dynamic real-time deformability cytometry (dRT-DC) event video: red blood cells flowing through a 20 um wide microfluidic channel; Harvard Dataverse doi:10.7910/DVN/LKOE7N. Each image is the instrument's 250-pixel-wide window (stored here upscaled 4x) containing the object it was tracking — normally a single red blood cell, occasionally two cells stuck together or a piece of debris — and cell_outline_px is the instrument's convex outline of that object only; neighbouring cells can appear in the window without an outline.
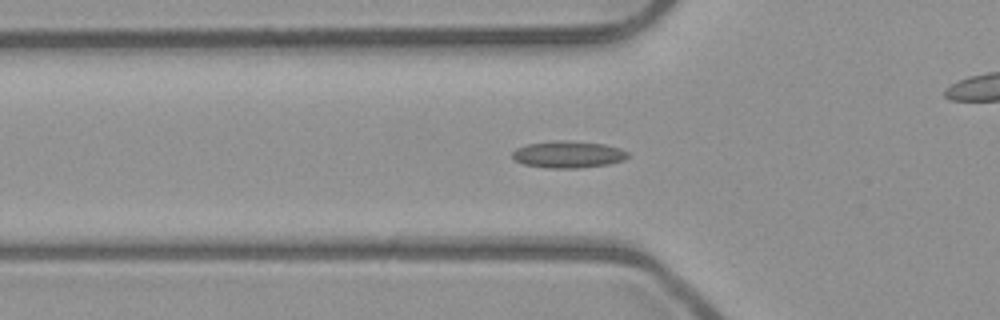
{"species": "common noctule bat (a hibernating species)", "species_latin": "Nyctalus noctula", "temperature_condition": "room temperature", "stored_images_in_passage": 54, "camera_frame_rate_fps": 3000, "um_per_image_px": 0.085, "animal": {"sex": "male", "body_mass_g": 23.1, "forearm_length_mm": 52.7}, "frame": {"image": 1, "passage_image": 19, "time_ms": 6.0, "image_size_px": [1000, 320], "cell_outline_px": [[628, 156], [624, 160], [608, 164], [576, 168], [548, 168], [524, 164], [516, 160], [512, 156], [512, 152], [516, 148], [528, 144], [552, 140], [568, 140], [604, 144], [620, 148], [628, 152]], "centroid_in_image_um": [48.29, 13.11], "position_along_channel_um": 77.5, "area_um2": 18.09}}
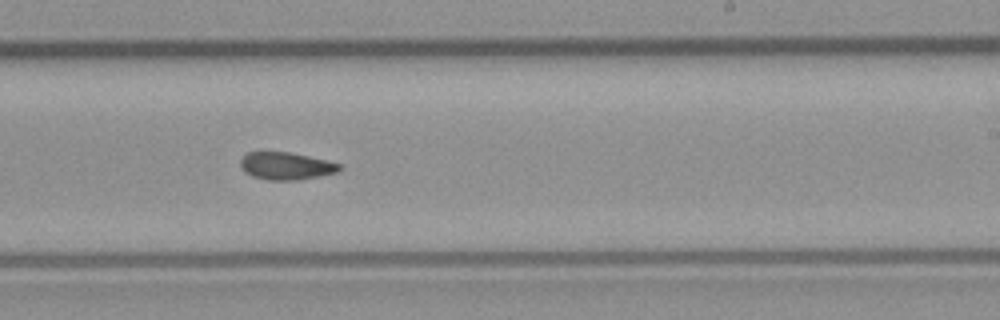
{"frame": {"image": 2, "passage_image": 33, "time_ms": 10.667, "image_size_px": [1000, 320], "cell_outline_px": [[344, 168], [340, 172], [320, 176], [296, 180], [268, 180], [252, 176], [244, 172], [240, 168], [240, 160], [248, 152], [288, 152], [328, 160], [340, 164]], "centroid_in_image_um": [24.35, 14.11], "position_along_channel_um": 264.7, "area_um2": 16.01}}
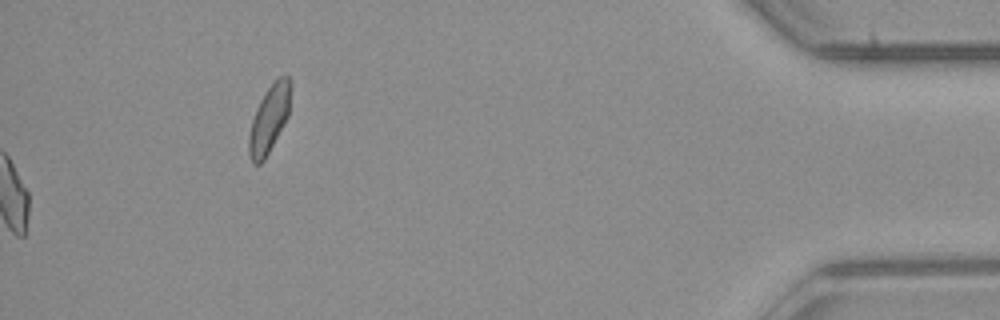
{"frame": {"image": 3, "passage_image": 54, "time_ms": 17.667, "image_size_px": [1000, 320], "cell_outline_px": [[292, 88], [288, 116], [284, 124], [264, 160], [260, 164], [252, 164], [248, 152], [248, 136], [252, 120], [256, 108], [264, 92], [276, 76], [288, 76], [292, 80]], "centroid_in_image_um": [22.89, 10.05], "position_along_channel_um": 412.3, "area_um2": 16.76}, "authors_computed_cell_mechanics": {"area_um2": 16.4152, "velocity_mm_per_s": 3.9854, "shape_relaxation_time_tau1_ms": null, "shape_relaxation_time_tau2_ms": 3.5896, "deformation_change_tau1": null, "deformation_change_tau2": 0.1043}}